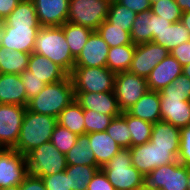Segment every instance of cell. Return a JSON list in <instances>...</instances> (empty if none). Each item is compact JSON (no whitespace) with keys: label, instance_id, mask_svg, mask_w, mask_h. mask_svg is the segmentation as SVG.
<instances>
[{"label":"cell","instance_id":"cell-40","mask_svg":"<svg viewBox=\"0 0 190 190\" xmlns=\"http://www.w3.org/2000/svg\"><path fill=\"white\" fill-rule=\"evenodd\" d=\"M113 117L97 113L93 110H84L85 134L106 131Z\"/></svg>","mask_w":190,"mask_h":190},{"label":"cell","instance_id":"cell-49","mask_svg":"<svg viewBox=\"0 0 190 190\" xmlns=\"http://www.w3.org/2000/svg\"><path fill=\"white\" fill-rule=\"evenodd\" d=\"M19 190H46L42 178L28 175L19 185Z\"/></svg>","mask_w":190,"mask_h":190},{"label":"cell","instance_id":"cell-17","mask_svg":"<svg viewBox=\"0 0 190 190\" xmlns=\"http://www.w3.org/2000/svg\"><path fill=\"white\" fill-rule=\"evenodd\" d=\"M42 27L62 26L67 22L69 0H31Z\"/></svg>","mask_w":190,"mask_h":190},{"label":"cell","instance_id":"cell-2","mask_svg":"<svg viewBox=\"0 0 190 190\" xmlns=\"http://www.w3.org/2000/svg\"><path fill=\"white\" fill-rule=\"evenodd\" d=\"M34 53L43 55L60 66L68 75L75 65L61 26L41 27L37 33Z\"/></svg>","mask_w":190,"mask_h":190},{"label":"cell","instance_id":"cell-29","mask_svg":"<svg viewBox=\"0 0 190 190\" xmlns=\"http://www.w3.org/2000/svg\"><path fill=\"white\" fill-rule=\"evenodd\" d=\"M61 27L64 31L71 54L73 58L76 59L93 31L82 25L70 22H65Z\"/></svg>","mask_w":190,"mask_h":190},{"label":"cell","instance_id":"cell-9","mask_svg":"<svg viewBox=\"0 0 190 190\" xmlns=\"http://www.w3.org/2000/svg\"><path fill=\"white\" fill-rule=\"evenodd\" d=\"M148 90L146 78L129 71L116 74L114 93L121 112L130 109Z\"/></svg>","mask_w":190,"mask_h":190},{"label":"cell","instance_id":"cell-6","mask_svg":"<svg viewBox=\"0 0 190 190\" xmlns=\"http://www.w3.org/2000/svg\"><path fill=\"white\" fill-rule=\"evenodd\" d=\"M29 175L44 177L65 171L66 155L48 141L26 155Z\"/></svg>","mask_w":190,"mask_h":190},{"label":"cell","instance_id":"cell-27","mask_svg":"<svg viewBox=\"0 0 190 190\" xmlns=\"http://www.w3.org/2000/svg\"><path fill=\"white\" fill-rule=\"evenodd\" d=\"M30 54L21 51H10L0 46V71L5 74H22L29 63Z\"/></svg>","mask_w":190,"mask_h":190},{"label":"cell","instance_id":"cell-14","mask_svg":"<svg viewBox=\"0 0 190 190\" xmlns=\"http://www.w3.org/2000/svg\"><path fill=\"white\" fill-rule=\"evenodd\" d=\"M41 27L8 26L2 21L0 46L10 51L33 53L37 33Z\"/></svg>","mask_w":190,"mask_h":190},{"label":"cell","instance_id":"cell-18","mask_svg":"<svg viewBox=\"0 0 190 190\" xmlns=\"http://www.w3.org/2000/svg\"><path fill=\"white\" fill-rule=\"evenodd\" d=\"M182 71V65L169 54L150 72L147 77L148 89L160 92L177 79L182 74Z\"/></svg>","mask_w":190,"mask_h":190},{"label":"cell","instance_id":"cell-50","mask_svg":"<svg viewBox=\"0 0 190 190\" xmlns=\"http://www.w3.org/2000/svg\"><path fill=\"white\" fill-rule=\"evenodd\" d=\"M21 0H0V20L3 21Z\"/></svg>","mask_w":190,"mask_h":190},{"label":"cell","instance_id":"cell-3","mask_svg":"<svg viewBox=\"0 0 190 190\" xmlns=\"http://www.w3.org/2000/svg\"><path fill=\"white\" fill-rule=\"evenodd\" d=\"M75 101V92L69 75L62 81L47 84L30 99L27 110L58 118L60 113Z\"/></svg>","mask_w":190,"mask_h":190},{"label":"cell","instance_id":"cell-26","mask_svg":"<svg viewBox=\"0 0 190 190\" xmlns=\"http://www.w3.org/2000/svg\"><path fill=\"white\" fill-rule=\"evenodd\" d=\"M65 155L67 165L97 166L94 152L90 149L87 134L78 135L76 143Z\"/></svg>","mask_w":190,"mask_h":190},{"label":"cell","instance_id":"cell-28","mask_svg":"<svg viewBox=\"0 0 190 190\" xmlns=\"http://www.w3.org/2000/svg\"><path fill=\"white\" fill-rule=\"evenodd\" d=\"M136 49L134 44L109 48L106 67L115 74L128 71Z\"/></svg>","mask_w":190,"mask_h":190},{"label":"cell","instance_id":"cell-1","mask_svg":"<svg viewBox=\"0 0 190 190\" xmlns=\"http://www.w3.org/2000/svg\"><path fill=\"white\" fill-rule=\"evenodd\" d=\"M159 94L161 120L178 128L190 125V79L182 73Z\"/></svg>","mask_w":190,"mask_h":190},{"label":"cell","instance_id":"cell-58","mask_svg":"<svg viewBox=\"0 0 190 190\" xmlns=\"http://www.w3.org/2000/svg\"><path fill=\"white\" fill-rule=\"evenodd\" d=\"M149 1H150V4H153V3L158 2L160 0H149Z\"/></svg>","mask_w":190,"mask_h":190},{"label":"cell","instance_id":"cell-34","mask_svg":"<svg viewBox=\"0 0 190 190\" xmlns=\"http://www.w3.org/2000/svg\"><path fill=\"white\" fill-rule=\"evenodd\" d=\"M130 35L131 42L134 45L152 42L150 10L142 11L136 14Z\"/></svg>","mask_w":190,"mask_h":190},{"label":"cell","instance_id":"cell-47","mask_svg":"<svg viewBox=\"0 0 190 190\" xmlns=\"http://www.w3.org/2000/svg\"><path fill=\"white\" fill-rule=\"evenodd\" d=\"M122 6L129 8L136 14L142 11L151 10V4L149 0H116Z\"/></svg>","mask_w":190,"mask_h":190},{"label":"cell","instance_id":"cell-10","mask_svg":"<svg viewBox=\"0 0 190 190\" xmlns=\"http://www.w3.org/2000/svg\"><path fill=\"white\" fill-rule=\"evenodd\" d=\"M188 166L179 161L155 168L145 183L161 190H187Z\"/></svg>","mask_w":190,"mask_h":190},{"label":"cell","instance_id":"cell-11","mask_svg":"<svg viewBox=\"0 0 190 190\" xmlns=\"http://www.w3.org/2000/svg\"><path fill=\"white\" fill-rule=\"evenodd\" d=\"M29 175L26 156L14 148L0 153V187H19Z\"/></svg>","mask_w":190,"mask_h":190},{"label":"cell","instance_id":"cell-16","mask_svg":"<svg viewBox=\"0 0 190 190\" xmlns=\"http://www.w3.org/2000/svg\"><path fill=\"white\" fill-rule=\"evenodd\" d=\"M108 52V44L96 31H93L75 59L74 67H106Z\"/></svg>","mask_w":190,"mask_h":190},{"label":"cell","instance_id":"cell-36","mask_svg":"<svg viewBox=\"0 0 190 190\" xmlns=\"http://www.w3.org/2000/svg\"><path fill=\"white\" fill-rule=\"evenodd\" d=\"M135 17L136 13L134 11L113 0L106 20L113 26L121 27L124 31L130 33Z\"/></svg>","mask_w":190,"mask_h":190},{"label":"cell","instance_id":"cell-55","mask_svg":"<svg viewBox=\"0 0 190 190\" xmlns=\"http://www.w3.org/2000/svg\"><path fill=\"white\" fill-rule=\"evenodd\" d=\"M187 190H190V167H188Z\"/></svg>","mask_w":190,"mask_h":190},{"label":"cell","instance_id":"cell-5","mask_svg":"<svg viewBox=\"0 0 190 190\" xmlns=\"http://www.w3.org/2000/svg\"><path fill=\"white\" fill-rule=\"evenodd\" d=\"M101 169L116 190H139L145 184V176L132 165L130 148H122Z\"/></svg>","mask_w":190,"mask_h":190},{"label":"cell","instance_id":"cell-32","mask_svg":"<svg viewBox=\"0 0 190 190\" xmlns=\"http://www.w3.org/2000/svg\"><path fill=\"white\" fill-rule=\"evenodd\" d=\"M121 115L125 118L127 126L130 130L131 147L142 145L150 141L153 123L144 121L142 119H139L138 117L130 115L127 111L121 112Z\"/></svg>","mask_w":190,"mask_h":190},{"label":"cell","instance_id":"cell-56","mask_svg":"<svg viewBox=\"0 0 190 190\" xmlns=\"http://www.w3.org/2000/svg\"><path fill=\"white\" fill-rule=\"evenodd\" d=\"M0 190H19V189L18 187H9V188L0 187Z\"/></svg>","mask_w":190,"mask_h":190},{"label":"cell","instance_id":"cell-15","mask_svg":"<svg viewBox=\"0 0 190 190\" xmlns=\"http://www.w3.org/2000/svg\"><path fill=\"white\" fill-rule=\"evenodd\" d=\"M75 101L83 110H93L97 113L117 117L121 114L114 91L92 93L75 92Z\"/></svg>","mask_w":190,"mask_h":190},{"label":"cell","instance_id":"cell-45","mask_svg":"<svg viewBox=\"0 0 190 190\" xmlns=\"http://www.w3.org/2000/svg\"><path fill=\"white\" fill-rule=\"evenodd\" d=\"M87 190H116L109 182L106 174L102 169H99L91 181L88 183Z\"/></svg>","mask_w":190,"mask_h":190},{"label":"cell","instance_id":"cell-51","mask_svg":"<svg viewBox=\"0 0 190 190\" xmlns=\"http://www.w3.org/2000/svg\"><path fill=\"white\" fill-rule=\"evenodd\" d=\"M176 4L183 12H190V0H176Z\"/></svg>","mask_w":190,"mask_h":190},{"label":"cell","instance_id":"cell-30","mask_svg":"<svg viewBox=\"0 0 190 190\" xmlns=\"http://www.w3.org/2000/svg\"><path fill=\"white\" fill-rule=\"evenodd\" d=\"M57 123L77 135L85 134L84 110L76 101L60 113Z\"/></svg>","mask_w":190,"mask_h":190},{"label":"cell","instance_id":"cell-42","mask_svg":"<svg viewBox=\"0 0 190 190\" xmlns=\"http://www.w3.org/2000/svg\"><path fill=\"white\" fill-rule=\"evenodd\" d=\"M40 178H42L46 190H72L69 189V176L66 171Z\"/></svg>","mask_w":190,"mask_h":190},{"label":"cell","instance_id":"cell-25","mask_svg":"<svg viewBox=\"0 0 190 190\" xmlns=\"http://www.w3.org/2000/svg\"><path fill=\"white\" fill-rule=\"evenodd\" d=\"M188 41H190V31L181 22H176L166 27L152 40V42L163 46L169 52Z\"/></svg>","mask_w":190,"mask_h":190},{"label":"cell","instance_id":"cell-46","mask_svg":"<svg viewBox=\"0 0 190 190\" xmlns=\"http://www.w3.org/2000/svg\"><path fill=\"white\" fill-rule=\"evenodd\" d=\"M170 54L183 66L190 63V41L175 47Z\"/></svg>","mask_w":190,"mask_h":190},{"label":"cell","instance_id":"cell-33","mask_svg":"<svg viewBox=\"0 0 190 190\" xmlns=\"http://www.w3.org/2000/svg\"><path fill=\"white\" fill-rule=\"evenodd\" d=\"M99 169L98 166L67 165L65 171L69 176V189L87 190L88 183Z\"/></svg>","mask_w":190,"mask_h":190},{"label":"cell","instance_id":"cell-12","mask_svg":"<svg viewBox=\"0 0 190 190\" xmlns=\"http://www.w3.org/2000/svg\"><path fill=\"white\" fill-rule=\"evenodd\" d=\"M169 54L166 48L154 42L136 45L128 71L147 79L150 72Z\"/></svg>","mask_w":190,"mask_h":190},{"label":"cell","instance_id":"cell-20","mask_svg":"<svg viewBox=\"0 0 190 190\" xmlns=\"http://www.w3.org/2000/svg\"><path fill=\"white\" fill-rule=\"evenodd\" d=\"M0 104L27 106V96L20 74L1 73Z\"/></svg>","mask_w":190,"mask_h":190},{"label":"cell","instance_id":"cell-43","mask_svg":"<svg viewBox=\"0 0 190 190\" xmlns=\"http://www.w3.org/2000/svg\"><path fill=\"white\" fill-rule=\"evenodd\" d=\"M178 161L190 167V125L180 128V149Z\"/></svg>","mask_w":190,"mask_h":190},{"label":"cell","instance_id":"cell-8","mask_svg":"<svg viewBox=\"0 0 190 190\" xmlns=\"http://www.w3.org/2000/svg\"><path fill=\"white\" fill-rule=\"evenodd\" d=\"M113 0H69L67 22L96 31L106 20Z\"/></svg>","mask_w":190,"mask_h":190},{"label":"cell","instance_id":"cell-38","mask_svg":"<svg viewBox=\"0 0 190 190\" xmlns=\"http://www.w3.org/2000/svg\"><path fill=\"white\" fill-rule=\"evenodd\" d=\"M78 135L71 132L69 129L56 124L52 135L51 143L63 154H66L76 143Z\"/></svg>","mask_w":190,"mask_h":190},{"label":"cell","instance_id":"cell-21","mask_svg":"<svg viewBox=\"0 0 190 190\" xmlns=\"http://www.w3.org/2000/svg\"><path fill=\"white\" fill-rule=\"evenodd\" d=\"M89 136L90 149L94 152L96 165L101 169L122 147L106 132H93Z\"/></svg>","mask_w":190,"mask_h":190},{"label":"cell","instance_id":"cell-7","mask_svg":"<svg viewBox=\"0 0 190 190\" xmlns=\"http://www.w3.org/2000/svg\"><path fill=\"white\" fill-rule=\"evenodd\" d=\"M74 92L114 91L116 74L107 67H74L69 74Z\"/></svg>","mask_w":190,"mask_h":190},{"label":"cell","instance_id":"cell-13","mask_svg":"<svg viewBox=\"0 0 190 190\" xmlns=\"http://www.w3.org/2000/svg\"><path fill=\"white\" fill-rule=\"evenodd\" d=\"M26 109L22 105L0 104V143L4 147L16 145Z\"/></svg>","mask_w":190,"mask_h":190},{"label":"cell","instance_id":"cell-41","mask_svg":"<svg viewBox=\"0 0 190 190\" xmlns=\"http://www.w3.org/2000/svg\"><path fill=\"white\" fill-rule=\"evenodd\" d=\"M20 76L25 88L28 104V101L38 95L47 84L35 77L33 73L27 69Z\"/></svg>","mask_w":190,"mask_h":190},{"label":"cell","instance_id":"cell-19","mask_svg":"<svg viewBox=\"0 0 190 190\" xmlns=\"http://www.w3.org/2000/svg\"><path fill=\"white\" fill-rule=\"evenodd\" d=\"M27 70L46 84L62 81L68 76L60 66L34 52L30 54Z\"/></svg>","mask_w":190,"mask_h":190},{"label":"cell","instance_id":"cell-57","mask_svg":"<svg viewBox=\"0 0 190 190\" xmlns=\"http://www.w3.org/2000/svg\"><path fill=\"white\" fill-rule=\"evenodd\" d=\"M6 147H4L1 143H0V153L5 149Z\"/></svg>","mask_w":190,"mask_h":190},{"label":"cell","instance_id":"cell-39","mask_svg":"<svg viewBox=\"0 0 190 190\" xmlns=\"http://www.w3.org/2000/svg\"><path fill=\"white\" fill-rule=\"evenodd\" d=\"M151 12L172 23L180 22L182 10L176 4V0H160L151 4Z\"/></svg>","mask_w":190,"mask_h":190},{"label":"cell","instance_id":"cell-53","mask_svg":"<svg viewBox=\"0 0 190 190\" xmlns=\"http://www.w3.org/2000/svg\"><path fill=\"white\" fill-rule=\"evenodd\" d=\"M182 73L190 79V63L183 66Z\"/></svg>","mask_w":190,"mask_h":190},{"label":"cell","instance_id":"cell-4","mask_svg":"<svg viewBox=\"0 0 190 190\" xmlns=\"http://www.w3.org/2000/svg\"><path fill=\"white\" fill-rule=\"evenodd\" d=\"M56 124V117L38 114L26 109L18 141L13 148L26 156L34 148L50 141Z\"/></svg>","mask_w":190,"mask_h":190},{"label":"cell","instance_id":"cell-48","mask_svg":"<svg viewBox=\"0 0 190 190\" xmlns=\"http://www.w3.org/2000/svg\"><path fill=\"white\" fill-rule=\"evenodd\" d=\"M150 21L152 26V40L155 38L161 31H163L166 27H169L172 22L163 19L162 17L156 15L150 10Z\"/></svg>","mask_w":190,"mask_h":190},{"label":"cell","instance_id":"cell-54","mask_svg":"<svg viewBox=\"0 0 190 190\" xmlns=\"http://www.w3.org/2000/svg\"><path fill=\"white\" fill-rule=\"evenodd\" d=\"M139 190H161L158 188H152L149 185H147L146 183L139 189Z\"/></svg>","mask_w":190,"mask_h":190},{"label":"cell","instance_id":"cell-22","mask_svg":"<svg viewBox=\"0 0 190 190\" xmlns=\"http://www.w3.org/2000/svg\"><path fill=\"white\" fill-rule=\"evenodd\" d=\"M130 115L138 117L150 123L161 120L160 94L159 91L148 90L130 109Z\"/></svg>","mask_w":190,"mask_h":190},{"label":"cell","instance_id":"cell-52","mask_svg":"<svg viewBox=\"0 0 190 190\" xmlns=\"http://www.w3.org/2000/svg\"><path fill=\"white\" fill-rule=\"evenodd\" d=\"M180 22L190 31V12H182Z\"/></svg>","mask_w":190,"mask_h":190},{"label":"cell","instance_id":"cell-24","mask_svg":"<svg viewBox=\"0 0 190 190\" xmlns=\"http://www.w3.org/2000/svg\"><path fill=\"white\" fill-rule=\"evenodd\" d=\"M3 21L8 26L42 27L31 0H21Z\"/></svg>","mask_w":190,"mask_h":190},{"label":"cell","instance_id":"cell-23","mask_svg":"<svg viewBox=\"0 0 190 190\" xmlns=\"http://www.w3.org/2000/svg\"><path fill=\"white\" fill-rule=\"evenodd\" d=\"M156 147L171 148V151L178 157L180 149V128L173 126L166 121L153 123L151 139Z\"/></svg>","mask_w":190,"mask_h":190},{"label":"cell","instance_id":"cell-35","mask_svg":"<svg viewBox=\"0 0 190 190\" xmlns=\"http://www.w3.org/2000/svg\"><path fill=\"white\" fill-rule=\"evenodd\" d=\"M96 32L108 44L109 48L132 44L129 32L124 31L121 27L113 26L107 20L98 27Z\"/></svg>","mask_w":190,"mask_h":190},{"label":"cell","instance_id":"cell-44","mask_svg":"<svg viewBox=\"0 0 190 190\" xmlns=\"http://www.w3.org/2000/svg\"><path fill=\"white\" fill-rule=\"evenodd\" d=\"M153 155L155 168L178 161L171 148L156 147L155 143H153Z\"/></svg>","mask_w":190,"mask_h":190},{"label":"cell","instance_id":"cell-37","mask_svg":"<svg viewBox=\"0 0 190 190\" xmlns=\"http://www.w3.org/2000/svg\"><path fill=\"white\" fill-rule=\"evenodd\" d=\"M106 132L122 148H131L130 130L125 118L121 114L112 119L110 125L106 128Z\"/></svg>","mask_w":190,"mask_h":190},{"label":"cell","instance_id":"cell-31","mask_svg":"<svg viewBox=\"0 0 190 190\" xmlns=\"http://www.w3.org/2000/svg\"><path fill=\"white\" fill-rule=\"evenodd\" d=\"M132 165L145 177L155 169L153 142L150 140L142 145L130 148Z\"/></svg>","mask_w":190,"mask_h":190}]
</instances>
